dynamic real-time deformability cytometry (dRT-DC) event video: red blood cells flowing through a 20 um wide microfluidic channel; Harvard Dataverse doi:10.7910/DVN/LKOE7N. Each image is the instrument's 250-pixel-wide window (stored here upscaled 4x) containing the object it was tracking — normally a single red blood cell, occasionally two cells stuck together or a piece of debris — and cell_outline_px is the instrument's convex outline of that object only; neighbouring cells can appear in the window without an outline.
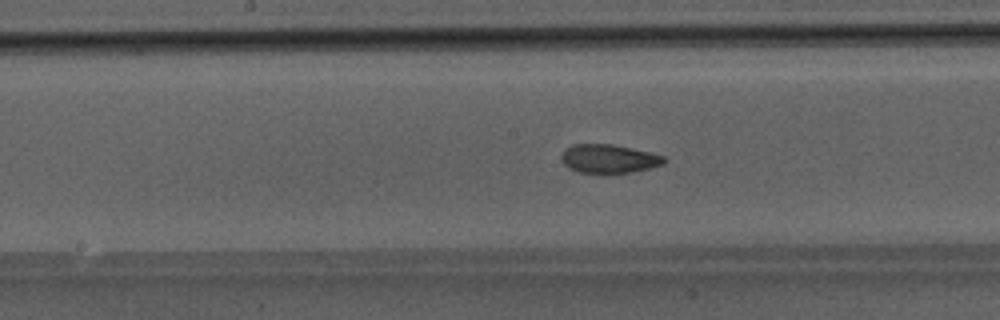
{"species": "Egyptian fruit bat (a non-hibernating species)", "species_latin": "Rousettus aegyptiacus", "temperature_condition": "room temperature", "stored_images_in_passage": 41, "segment_of_instrument_passage": [1, 2], "camera_frame_rate_fps": 3000, "um_per_image_px": 0.085, "animal": {"sex": "male"}, "frame": {"image": 1, "passage_image": 16, "time_ms": 5.0, "image_size_px": [1000, 320], "cell_outline_px": [[668, 160], [664, 164], [652, 168], [632, 172], [580, 172], [568, 168], [560, 160], [560, 156], [564, 148], [572, 144], [612, 144], [632, 148], [664, 156]], "centroid_in_image_um": [51.74, 13.48], "position_along_channel_um": 196.5, "area_um2": 17.22}}
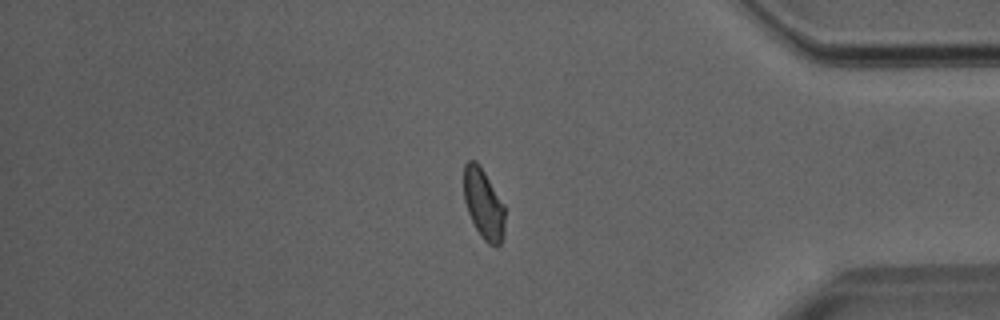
{"frame": {"image": 2, "passage_image": 32, "time_ms": 10.333, "image_size_px": [1000, 320], "cell_outline_px": [[504, 236], [500, 244], [496, 248], [488, 244], [480, 236], [468, 212], [464, 200], [464, 164], [468, 160], [476, 160], [484, 172], [504, 204]], "centroid_in_image_um": [41.11, 17.36], "position_along_channel_um": 394.1, "area_um2": 16.82}}
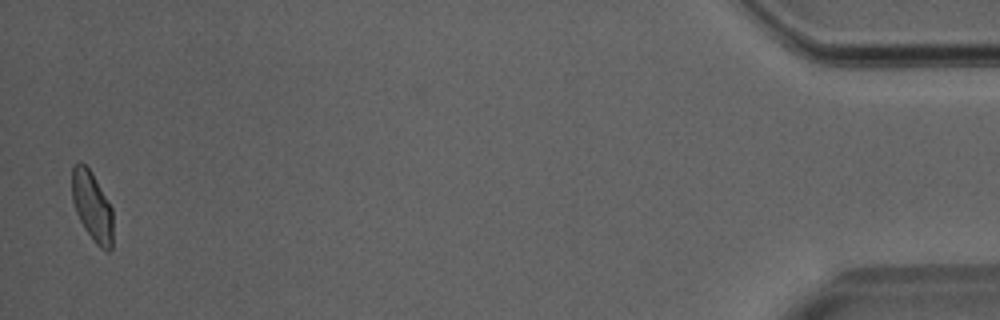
{"frame": {"image": 3, "passage_image": 39, "time_ms": 12.667, "image_size_px": [1000, 320], "cell_outline_px": [[112, 248], [108, 252], [100, 248], [96, 244], [84, 228], [76, 212], [72, 200], [72, 168], [80, 160], [92, 172], [112, 208]], "centroid_in_image_um": [7.83, 17.54], "position_along_channel_um": 427.4, "area_um2": 16.59}}